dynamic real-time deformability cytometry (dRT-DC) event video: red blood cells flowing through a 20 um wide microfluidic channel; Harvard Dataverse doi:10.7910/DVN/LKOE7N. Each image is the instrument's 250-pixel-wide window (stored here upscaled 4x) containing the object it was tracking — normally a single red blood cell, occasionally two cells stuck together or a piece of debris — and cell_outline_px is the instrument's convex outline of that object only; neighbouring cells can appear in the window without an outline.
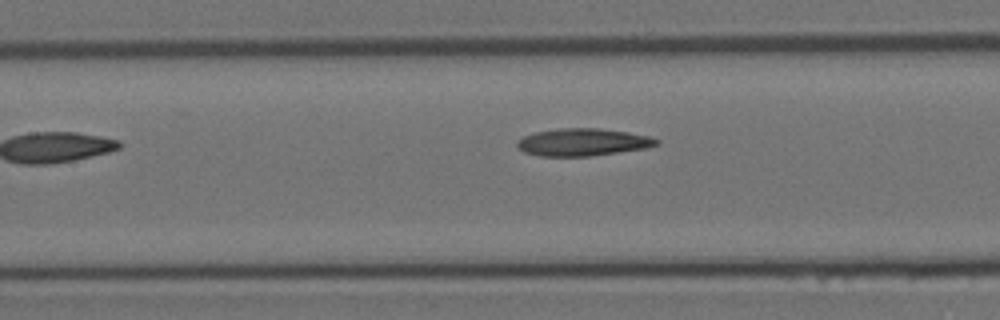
{"species": "Egyptian fruit bat (a non-hibernating species)", "species_latin": "Rousettus aegyptiacus", "temperature_condition": "room temperature", "stored_images_in_passage": 10, "camera_frame_rate_fps": 3000, "um_per_image_px": 0.085, "animal": {"sex": "female"}, "frame": {"image": 1, "passage_image": 10, "time_ms": 3.0, "image_size_px": [1000, 320], "cell_outline_px": [[660, 144], [648, 148], [588, 156], [540, 156], [524, 152], [516, 144], [516, 140], [524, 136], [536, 132], [560, 128], [600, 128], [628, 132], [648, 136], [660, 140]], "centroid_in_image_um": [49.56, 12.08], "position_along_channel_um": 157.8, "area_um2": 22.25}}